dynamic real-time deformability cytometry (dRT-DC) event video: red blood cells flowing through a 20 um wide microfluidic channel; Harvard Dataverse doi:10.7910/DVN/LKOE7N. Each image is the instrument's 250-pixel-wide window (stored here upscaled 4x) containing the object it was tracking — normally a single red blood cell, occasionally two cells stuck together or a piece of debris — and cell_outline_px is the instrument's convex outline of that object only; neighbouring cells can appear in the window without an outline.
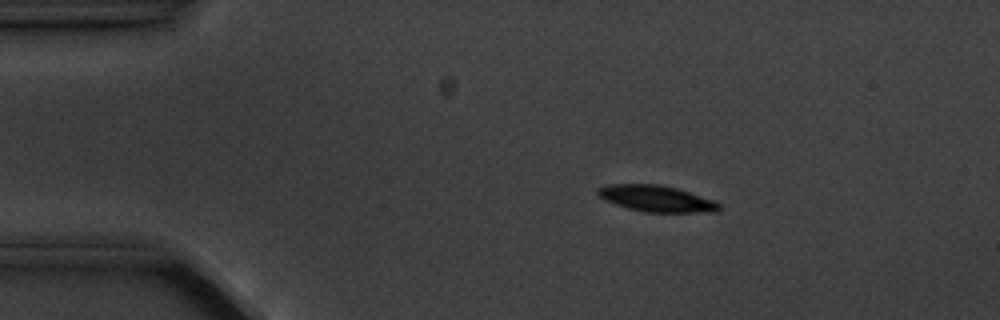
{"species": "common noctule bat (a hibernating species)", "species_latin": "Nyctalus noctula", "temperature_condition": "cold", "stored_images_in_passage": 6, "camera_frame_rate_fps": 3000, "um_per_image_px": 0.085, "animal": {"sex": "male", "body_mass_g": 20.1, "forearm_length_mm": 53.5}, "frame": {"image": 1, "passage_image": 3, "time_ms": 2.333, "image_size_px": [1000, 320], "cell_outline_px": [[720, 212], [644, 212], [628, 208], [604, 200], [596, 192], [600, 188], [608, 184], [660, 184], [676, 188], [716, 200], [720, 204]], "centroid_in_image_um": [55.85, 16.88], "position_along_channel_um": 29.2, "area_um2": 18.61}}